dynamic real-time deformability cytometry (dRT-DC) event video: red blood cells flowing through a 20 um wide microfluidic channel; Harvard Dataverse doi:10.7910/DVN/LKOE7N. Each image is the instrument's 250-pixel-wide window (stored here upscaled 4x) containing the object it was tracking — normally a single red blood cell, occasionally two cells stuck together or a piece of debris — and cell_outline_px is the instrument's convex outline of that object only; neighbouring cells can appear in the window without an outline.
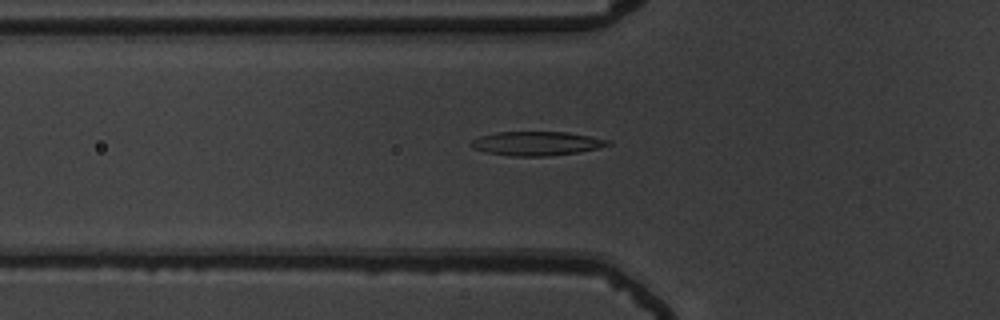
{"species": "common noctule bat (a hibernating species)", "species_latin": "Nyctalus noctula", "temperature_condition": "warm", "stored_images_in_passage": 45, "camera_frame_rate_fps": 3000, "um_per_image_px": 0.085, "animal": {"sex": "male", "body_mass_g": 19.5, "forearm_length_mm": 54.6}, "frame": {"image": 1, "passage_image": 10, "time_ms": 3.0, "image_size_px": [1000, 320], "cell_outline_px": [[612, 144], [580, 152], [548, 156], [512, 156], [484, 152], [472, 148], [468, 144], [472, 140], [480, 136], [496, 132], [568, 132], [612, 140]], "centroid_in_image_um": [45.6, 12.19], "position_along_channel_um": 80.2, "area_um2": 19.31}}
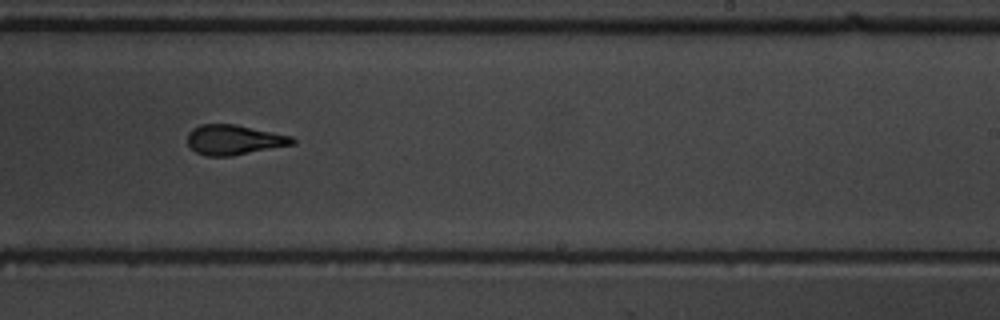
{"frame": {"image": 2, "passage_image": 25, "time_ms": 8.0, "image_size_px": [1000, 320], "cell_outline_px": [[296, 144], [232, 156], [208, 156], [196, 152], [188, 144], [188, 132], [192, 128], [200, 124], [236, 124], [292, 136], [296, 140]], "centroid_in_image_um": [19.91, 11.88], "position_along_channel_um": 269.1, "area_um2": 18.44}}
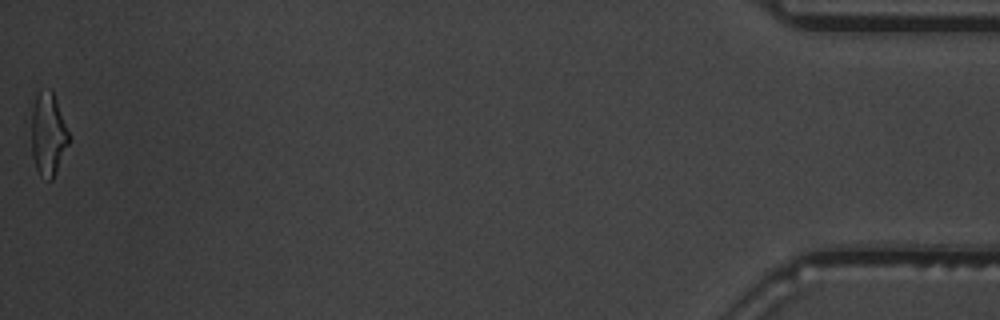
{"frame": {"image": 3, "passage_image": 45, "time_ms": 14.667, "image_size_px": [1000, 320], "cell_outline_px": [[68, 144], [56, 172], [52, 180], [48, 180], [40, 176], [36, 168], [32, 156], [32, 108], [36, 96], [40, 88], [48, 88], [52, 92], [56, 100], [68, 132]], "centroid_in_image_um": [4.07, 11.41], "position_along_channel_um": 431.1, "area_um2": 17.8}, "authors_computed_cell_mechanics": {"area_um2": 18.6694, "velocity_mm_per_s": 3.7755, "shape_relaxation_time_tau1_ms": 4.0617, "shape_relaxation_time_tau2_ms": 1.8694, "deformation_change_tau1": 0.1826, "deformation_change_tau2": 0.1017}}